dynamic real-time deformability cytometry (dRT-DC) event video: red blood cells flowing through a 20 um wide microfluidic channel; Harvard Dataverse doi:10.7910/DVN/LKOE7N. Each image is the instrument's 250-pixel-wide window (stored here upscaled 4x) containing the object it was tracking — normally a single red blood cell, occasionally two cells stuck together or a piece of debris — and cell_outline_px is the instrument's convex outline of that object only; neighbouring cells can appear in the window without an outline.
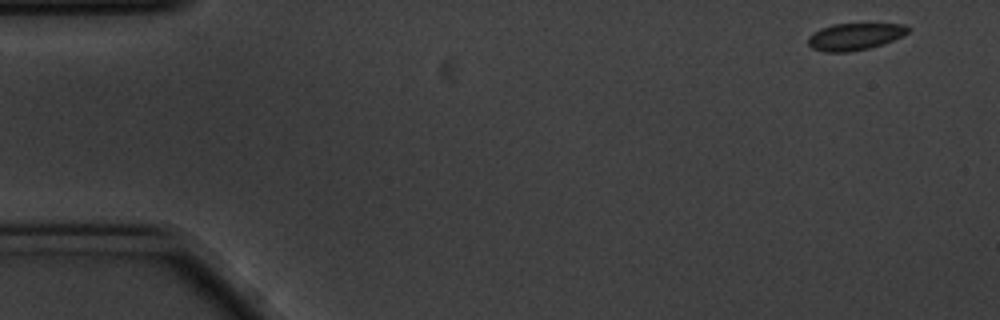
{"species": "common noctule bat (a hibernating species)", "species_latin": "Nyctalus noctula", "temperature_condition": "cold", "stored_images_in_passage": 13, "camera_frame_rate_fps": 3000, "um_per_image_px": 0.085, "animal": {"sex": "male", "body_mass_g": 20.1, "forearm_length_mm": 53.5}, "frame": {"image": 1, "passage_image": 1, "time_ms": 0.0, "image_size_px": [1000, 320], "cell_outline_px": [[908, 32], [904, 36], [884, 44], [868, 48], [848, 52], [824, 52], [812, 48], [808, 44], [808, 36], [820, 28], [832, 24], [904, 24], [908, 28]], "centroid_in_image_um": [72.64, 3.11], "position_along_channel_um": 12.4, "area_um2": 15.72}}